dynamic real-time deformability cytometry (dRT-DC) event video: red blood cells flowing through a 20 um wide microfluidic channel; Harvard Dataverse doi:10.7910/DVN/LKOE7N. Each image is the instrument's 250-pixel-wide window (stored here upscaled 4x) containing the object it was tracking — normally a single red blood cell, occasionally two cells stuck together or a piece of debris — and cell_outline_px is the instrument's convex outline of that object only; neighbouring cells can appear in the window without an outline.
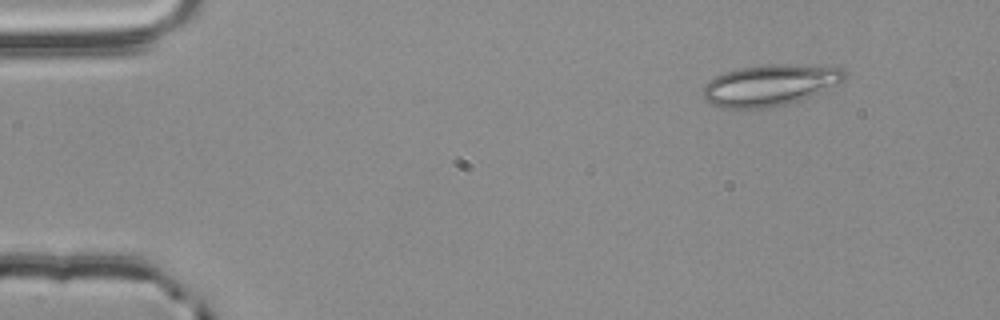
{"species": "common noctule bat (a hibernating species)", "species_latin": "Nyctalus noctula", "temperature_condition": "room temperature", "stored_images_in_passage": 3, "camera_frame_rate_fps": 3000, "um_per_image_px": 0.085, "animal": {"sex": "male", "body_mass_g": 20.4}, "frame": {"image": 1, "passage_image": 1, "time_ms": 0.0, "image_size_px": [1000, 320], "cell_outline_px": [[848, 76], [844, 80], [836, 84], [800, 100], [788, 104], [768, 108], [720, 108], [704, 100], [700, 92], [704, 84], [708, 80], [724, 72], [740, 68], [768, 64], [840, 64]], "centroid_in_image_um": [65.47, 7.21], "position_along_channel_um": 19.5, "area_um2": 34.85}}